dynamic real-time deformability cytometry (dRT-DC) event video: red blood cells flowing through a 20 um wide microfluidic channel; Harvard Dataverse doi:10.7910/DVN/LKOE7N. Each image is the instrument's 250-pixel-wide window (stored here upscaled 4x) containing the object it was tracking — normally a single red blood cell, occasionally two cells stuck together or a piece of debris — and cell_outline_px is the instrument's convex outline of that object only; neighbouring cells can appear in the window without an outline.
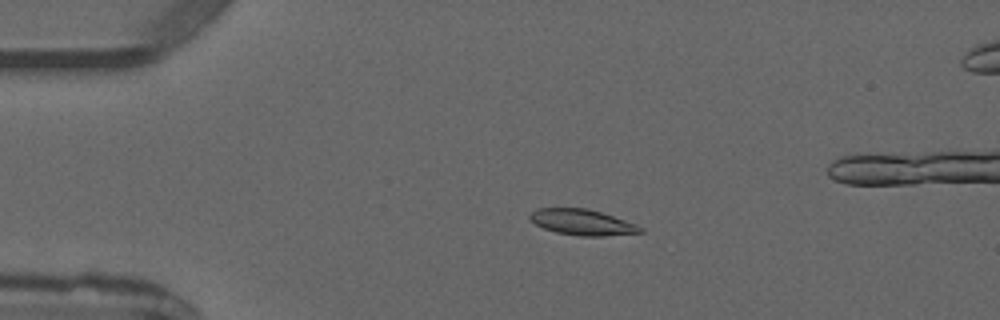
{"species": "common noctule bat (a hibernating species)", "species_latin": "Nyctalus noctula", "temperature_condition": "warm", "stored_images_in_passage": 5, "camera_frame_rate_fps": 3000, "um_per_image_px": 0.085, "animal": {"sex": "male", "forearm_length_mm": 52.5}, "frame": {"image": 1, "passage_image": 3, "time_ms": 3.0, "image_size_px": [1000, 320], "cell_outline_px": [[644, 232], [604, 236], [580, 236], [556, 232], [544, 228], [536, 224], [528, 216], [536, 208], [588, 208], [636, 224], [644, 228]], "centroid_in_image_um": [49.5, 18.89], "position_along_channel_um": 35.5, "area_um2": 16.47}}